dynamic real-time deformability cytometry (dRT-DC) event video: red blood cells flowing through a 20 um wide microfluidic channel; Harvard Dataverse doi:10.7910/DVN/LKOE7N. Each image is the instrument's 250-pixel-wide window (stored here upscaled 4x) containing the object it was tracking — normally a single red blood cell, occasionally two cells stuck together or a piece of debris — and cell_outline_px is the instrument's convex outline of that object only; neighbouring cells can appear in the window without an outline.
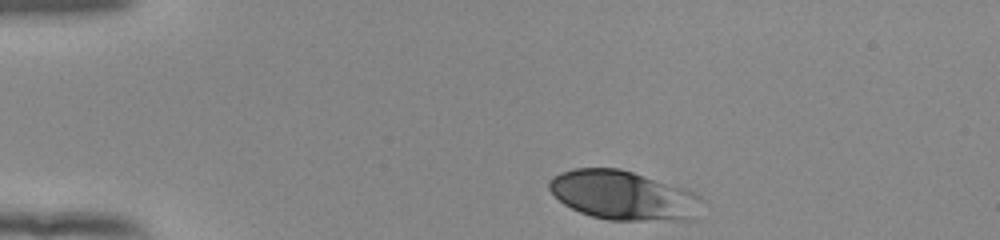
{"species": "human", "species_latin": "Homo sapiens", "temperature_condition": "room temperature", "stored_images_in_passage": 36, "camera_frame_rate_fps": 3000, "um_per_image_px": 0.085, "donor": {"sex": "female"}, "frame": {"image": 1, "passage_image": 1, "time_ms": 0.0, "image_size_px": [1000, 240], "cell_outline_px": [[704, 200], [696, 220], [608, 220], [592, 216], [580, 212], [564, 204], [548, 188], [548, 180], [552, 176], [560, 172], [576, 168], [620, 168], [684, 188], [700, 196]], "centroid_in_image_um": [53.01, 16.61], "position_along_channel_um": 32.0, "area_um2": 43.99}}
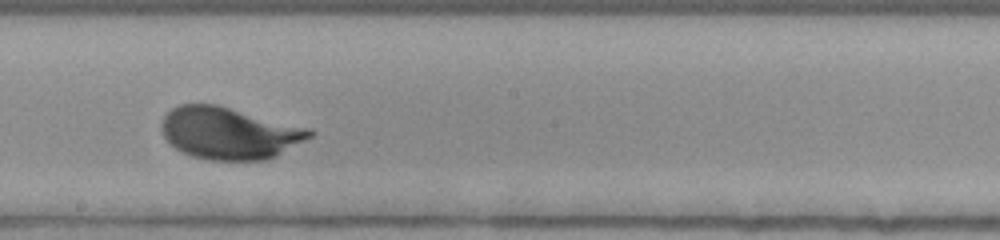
{"frame": {"image": 2, "passage_image": 21, "time_ms": 6.667, "image_size_px": [1000, 240], "cell_outline_px": [[316, 132], [312, 136], [276, 156], [264, 160], [208, 160], [192, 156], [180, 152], [164, 136], [160, 128], [160, 124], [164, 116], [172, 108], [180, 104], [216, 104], [312, 128]], "centroid_in_image_um": [19.49, 11.31], "position_along_channel_um": 228.7, "area_um2": 45.03}}
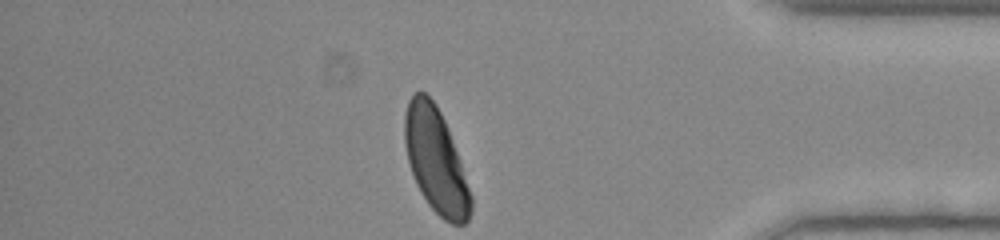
{"frame": {"image": 3, "passage_image": 36, "time_ms": 11.667, "image_size_px": [1000, 240], "cell_outline_px": [[472, 208], [468, 220], [464, 224], [452, 224], [444, 220], [428, 204], [420, 192], [416, 184], [408, 160], [404, 144], [404, 116], [408, 100], [416, 92], [424, 92], [436, 104], [448, 128], [472, 196]], "centroid_in_image_um": [37.03, 13.66], "position_along_channel_um": 398.2, "area_um2": 39.94}, "authors_computed_cell_mechanics": {"area_um2": 43.9569, "velocity_mm_per_s": 3.9025, "shape_relaxation_time_tau1_ms": 2.2767, "shape_relaxation_time_tau2_ms": null, "deformation_change_tau1": 0.1459, "deformation_change_tau2": null}}